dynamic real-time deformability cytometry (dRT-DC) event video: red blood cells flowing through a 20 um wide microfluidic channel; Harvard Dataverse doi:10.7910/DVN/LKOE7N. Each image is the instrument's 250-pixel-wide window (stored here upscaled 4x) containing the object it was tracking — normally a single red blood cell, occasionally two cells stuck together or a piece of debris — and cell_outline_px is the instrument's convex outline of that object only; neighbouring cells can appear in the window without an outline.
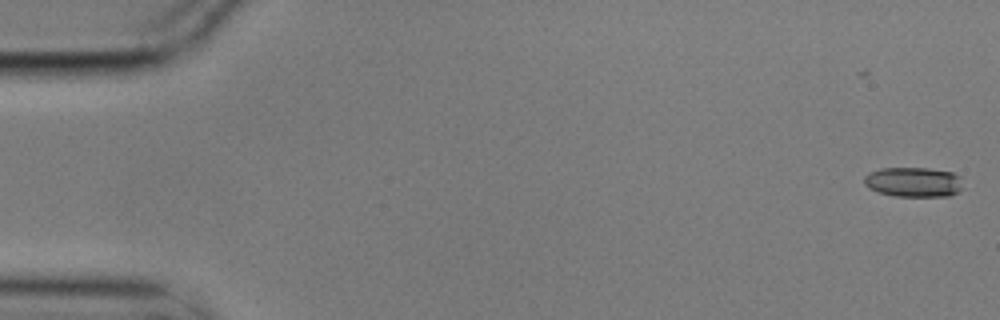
{"species": "common noctule bat (a hibernating species)", "species_latin": "Nyctalus noctula", "temperature_condition": "cold", "stored_images_in_passage": 58, "camera_frame_rate_fps": 3000, "um_per_image_px": 0.085, "animal": {"sex": "male", "body_mass_g": 17.9}, "frame": {"image": 1, "passage_image": 2, "time_ms": 0.333, "image_size_px": [1000, 320], "cell_outline_px": [[960, 188], [956, 192], [948, 196], [896, 196], [880, 192], [868, 188], [864, 184], [864, 176], [868, 172], [880, 168], [928, 168], [952, 172], [960, 176]], "centroid_in_image_um": [77.6, 15.46], "position_along_channel_um": 7.4, "area_um2": 17.05}}
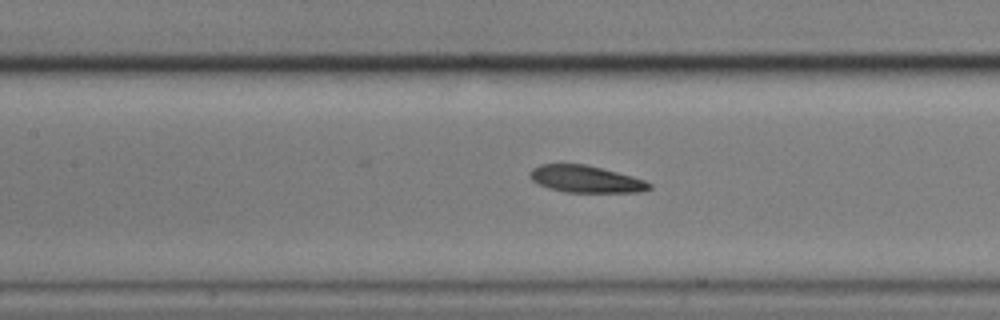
{"frame": {"image": 2, "passage_image": 27, "time_ms": 8.667, "image_size_px": [1000, 320], "cell_outline_px": [[652, 188], [640, 192], [564, 192], [548, 188], [532, 180], [528, 176], [528, 172], [532, 168], [540, 164], [584, 164], [632, 176], [644, 180], [652, 184]], "centroid_in_image_um": [49.76, 15.22], "position_along_channel_um": 157.6, "area_um2": 18.73}}
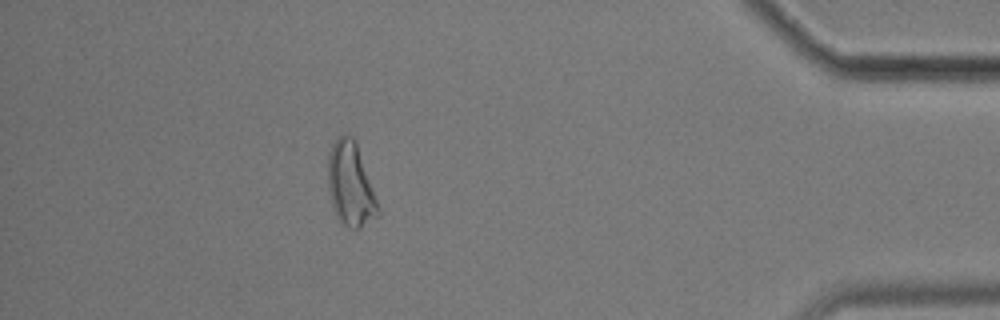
{"frame": {"image": 3, "passage_image": 52, "time_ms": 17.0, "image_size_px": [1000, 320], "cell_outline_px": [[380, 216], [360, 228], [348, 228], [336, 216], [332, 208], [328, 188], [328, 152], [332, 144], [340, 136], [348, 132], [356, 140], [380, 212]], "centroid_in_image_um": [29.78, 15.67], "position_along_channel_um": 405.4, "area_um2": 24.45}, "authors_computed_cell_mechanics": {"area_um2": 18.9584, "velocity_mm_per_s": 3.5215, "shape_relaxation_time_tau1_ms": null, "shape_relaxation_time_tau2_ms": 2.7973, "deformation_change_tau1": null, "deformation_change_tau2": 0.1122}}